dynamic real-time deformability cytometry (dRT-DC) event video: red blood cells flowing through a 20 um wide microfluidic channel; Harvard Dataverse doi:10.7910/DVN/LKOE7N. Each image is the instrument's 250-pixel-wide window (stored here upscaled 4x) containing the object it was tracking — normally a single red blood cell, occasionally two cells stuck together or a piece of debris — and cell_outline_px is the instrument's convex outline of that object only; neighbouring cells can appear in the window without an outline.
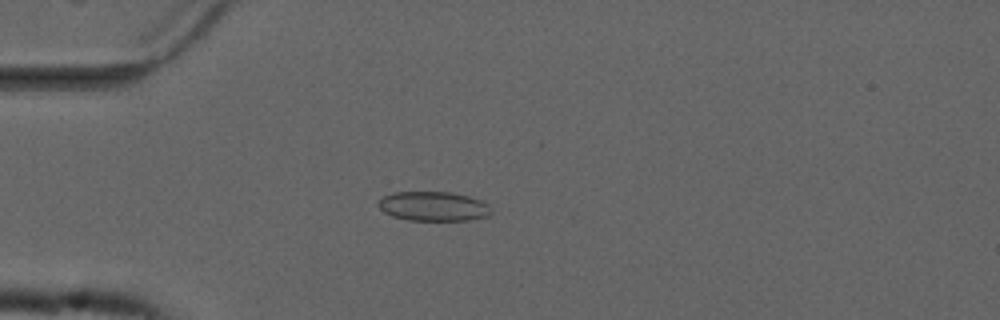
{"species": "common noctule bat (a hibernating species)", "species_latin": "Nyctalus noctula", "temperature_condition": "cold", "stored_images_in_passage": 21, "camera_frame_rate_fps": 3000, "um_per_image_px": 0.085, "animal": {"sex": "male", "forearm_length_mm": 52.5}, "frame": {"image": 1, "passage_image": 15, "time_ms": 4.667, "image_size_px": [1000, 320], "cell_outline_px": [[492, 212], [488, 216], [468, 220], [408, 220], [392, 216], [384, 212], [376, 204], [376, 200], [392, 192], [452, 192], [468, 196], [480, 200], [488, 204], [492, 208]], "centroid_in_image_um": [36.82, 17.53], "position_along_channel_um": 48.2, "area_um2": 19.54}}
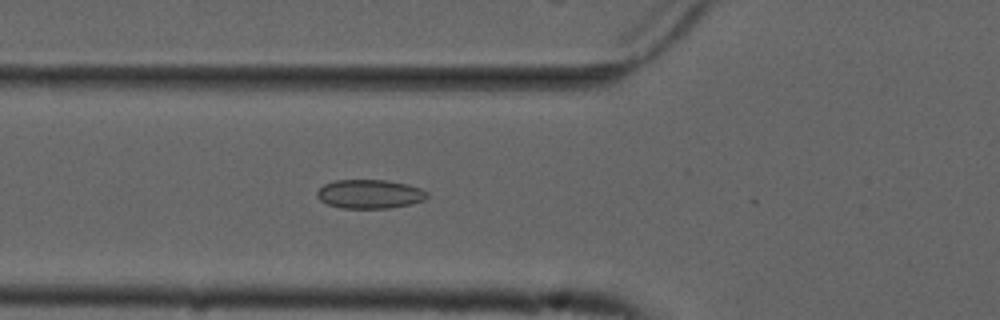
{"frame": {"image": 2, "passage_image": 20, "time_ms": 6.333, "image_size_px": [1000, 320], "cell_outline_px": [[428, 196], [424, 200], [408, 204], [388, 208], [340, 208], [328, 204], [320, 200], [316, 196], [316, 192], [324, 184], [332, 180], [388, 180], [408, 184], [420, 188], [428, 192]], "centroid_in_image_um": [31.4, 16.48], "position_along_channel_um": 94.4, "area_um2": 18.61}}